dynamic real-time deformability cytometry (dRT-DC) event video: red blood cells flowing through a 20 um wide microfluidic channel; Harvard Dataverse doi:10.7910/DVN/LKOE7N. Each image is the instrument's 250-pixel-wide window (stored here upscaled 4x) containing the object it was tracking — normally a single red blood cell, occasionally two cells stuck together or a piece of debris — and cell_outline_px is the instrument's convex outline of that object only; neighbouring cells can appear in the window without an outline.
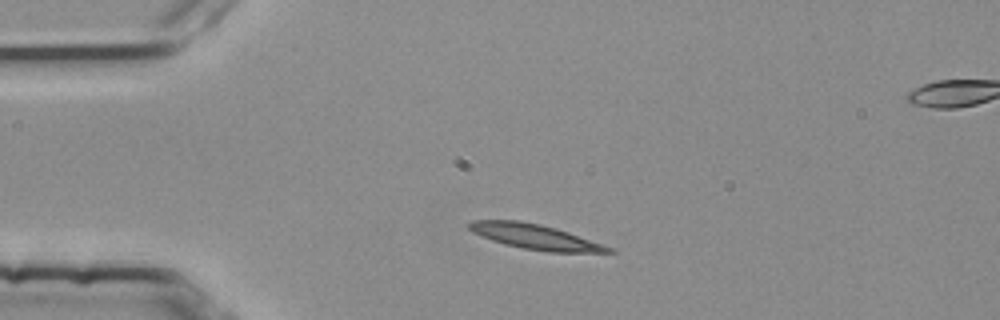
{"species": "common noctule bat (a hibernating species)", "species_latin": "Nyctalus noctula", "temperature_condition": "room temperature", "stored_images_in_passage": 3, "camera_frame_rate_fps": 3000, "um_per_image_px": 0.085, "animal": {"sex": "female", "body_mass_g": 25.1}, "frame": {"image": 1, "passage_image": 1, "time_ms": 0.0, "image_size_px": [1000, 320], "cell_outline_px": [[616, 252], [548, 252], [524, 248], [504, 244], [492, 240], [472, 232], [468, 228], [468, 224], [472, 220], [516, 220], [540, 224], [568, 232], [612, 248]], "centroid_in_image_um": [45.44, 20.12], "position_along_channel_um": 39.6, "area_um2": 19.94}}